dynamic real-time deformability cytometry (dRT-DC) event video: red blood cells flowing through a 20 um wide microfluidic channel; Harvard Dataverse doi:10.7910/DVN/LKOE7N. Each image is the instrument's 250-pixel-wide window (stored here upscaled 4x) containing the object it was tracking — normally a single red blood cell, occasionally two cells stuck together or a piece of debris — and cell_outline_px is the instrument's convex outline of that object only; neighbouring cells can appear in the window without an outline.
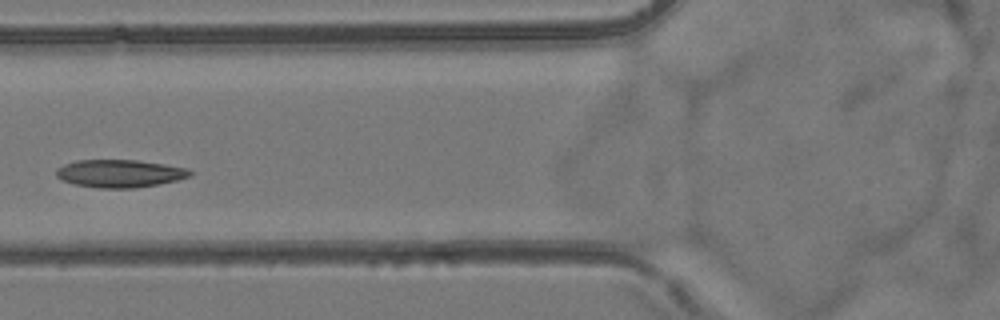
{"species": "common noctule bat (a hibernating species)", "species_latin": "Nyctalus noctula", "temperature_condition": "room temperature", "stored_images_in_passage": 3, "camera_frame_rate_fps": 3000, "um_per_image_px": 0.085, "animal": {"sex": "female", "body_mass_g": 24.6, "forearm_length_mm": 56.2}, "frame": {"image": 1, "passage_image": 3, "time_ms": 2.333, "image_size_px": [1000, 320], "cell_outline_px": [[192, 176], [176, 180], [136, 188], [100, 188], [76, 184], [60, 180], [56, 176], [56, 168], [64, 164], [76, 160], [136, 160], [164, 164], [188, 168], [192, 172]], "centroid_in_image_um": [10.16, 14.74], "position_along_channel_um": 115.6, "area_um2": 21.62}}